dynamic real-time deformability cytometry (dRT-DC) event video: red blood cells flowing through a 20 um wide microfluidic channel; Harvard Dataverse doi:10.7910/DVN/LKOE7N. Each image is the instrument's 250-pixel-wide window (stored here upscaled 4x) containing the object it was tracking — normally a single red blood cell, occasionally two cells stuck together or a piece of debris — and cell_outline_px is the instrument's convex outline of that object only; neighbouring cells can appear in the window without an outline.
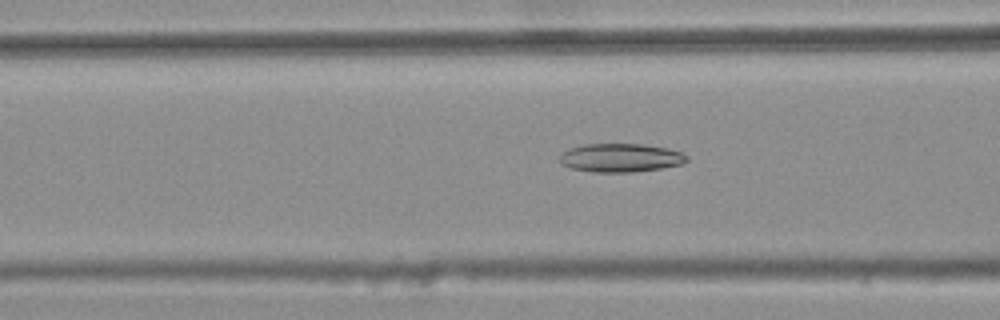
{"species": "common noctule bat (a hibernating species)", "species_latin": "Nyctalus noctula", "temperature_condition": "warm", "stored_images_in_passage": 46, "camera_frame_rate_fps": 3000, "um_per_image_px": 0.085, "animal": {"sex": "female", "body_mass_g": 25.1}, "frame": {"image": 1, "passage_image": 20, "time_ms": 6.333, "image_size_px": [1000, 320], "cell_outline_px": [[688, 160], [680, 164], [660, 168], [632, 172], [592, 172], [572, 168], [560, 164], [560, 156], [568, 148], [584, 144], [644, 144], [668, 148], [680, 152], [688, 156]], "centroid_in_image_um": [52.73, 13.4], "position_along_channel_um": 113.9, "area_um2": 21.1}}
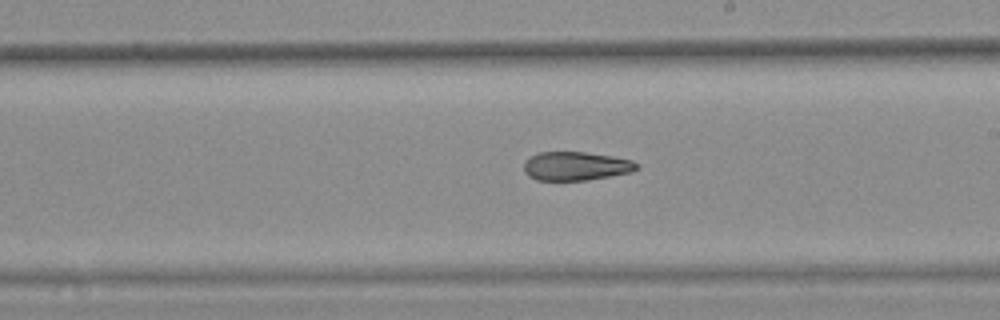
{"frame": {"image": 2, "passage_image": 30, "time_ms": 9.667, "image_size_px": [1000, 320], "cell_outline_px": [[640, 168], [632, 172], [588, 180], [536, 180], [528, 176], [524, 172], [524, 160], [540, 152], [584, 152], [612, 156], [632, 160], [640, 164]], "centroid_in_image_um": [48.97, 14.12], "position_along_channel_um": 240.0, "area_um2": 19.02}}
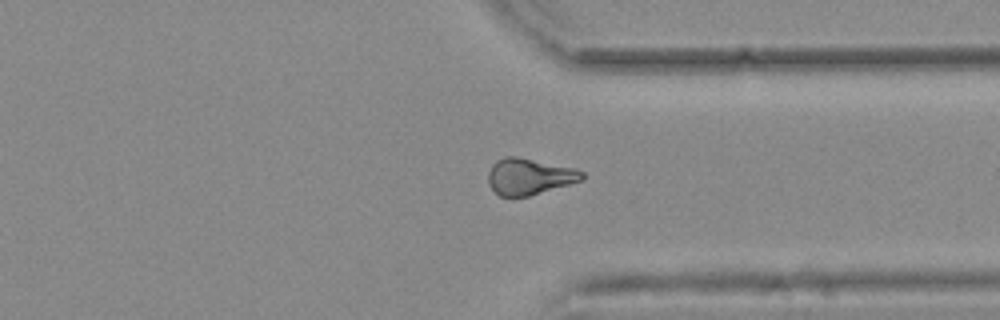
{"frame": {"image": 3, "passage_image": 40, "time_ms": 13.0, "image_size_px": [1000, 320], "cell_outline_px": [[584, 180], [528, 196], [500, 196], [488, 184], [488, 172], [492, 164], [496, 160], [504, 156], [516, 156], [576, 168], [584, 172]], "centroid_in_image_um": [45.0, 14.99], "position_along_channel_um": 366.4, "area_um2": 19.94}, "authors_computed_cell_mechanics": {"area_um2": 20.2011, "velocity_mm_per_s": 3.7901, "shape_relaxation_time_tau1_ms": null, "shape_relaxation_time_tau2_ms": 5.0433, "deformation_change_tau1": null, "deformation_change_tau2": 0.1194}}